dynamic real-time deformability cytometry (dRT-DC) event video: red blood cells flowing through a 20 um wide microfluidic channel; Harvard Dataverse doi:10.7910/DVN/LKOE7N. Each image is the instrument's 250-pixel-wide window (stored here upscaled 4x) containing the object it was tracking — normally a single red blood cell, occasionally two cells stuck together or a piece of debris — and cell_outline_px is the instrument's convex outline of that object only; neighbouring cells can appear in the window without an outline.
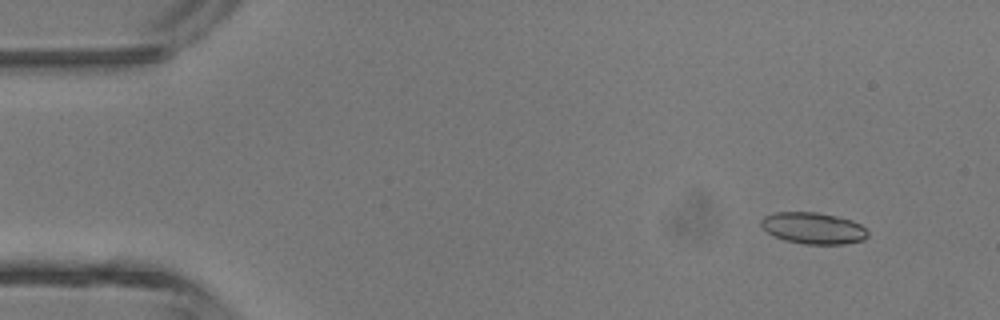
{"species": "common noctule bat (a hibernating species)", "species_latin": "Nyctalus noctula", "temperature_condition": "room temperature", "stored_images_in_passage": 5, "camera_frame_rate_fps": 3000, "um_per_image_px": 0.085, "animal": {"sex": "male", "body_mass_g": 13.3}, "frame": {"image": 1, "passage_image": 2, "time_ms": 1.0, "image_size_px": [1000, 320], "cell_outline_px": [[868, 236], [864, 240], [844, 244], [804, 244], [784, 240], [772, 236], [760, 224], [760, 220], [764, 216], [776, 212], [816, 212], [836, 216], [852, 220], [860, 224], [868, 232]], "centroid_in_image_um": [69.12, 19.4], "position_along_channel_um": 15.9, "area_um2": 19.65}}